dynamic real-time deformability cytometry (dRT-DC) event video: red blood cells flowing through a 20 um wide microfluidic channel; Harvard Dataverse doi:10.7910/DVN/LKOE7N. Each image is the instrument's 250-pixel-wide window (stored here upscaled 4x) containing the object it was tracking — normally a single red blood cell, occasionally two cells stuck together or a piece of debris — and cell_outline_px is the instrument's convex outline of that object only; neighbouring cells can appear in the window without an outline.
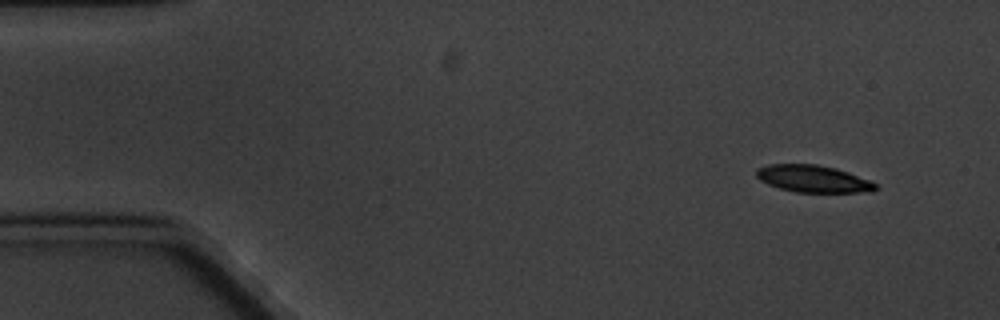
{"species": "common noctule bat (a hibernating species)", "species_latin": "Nyctalus noctula", "temperature_condition": "cold", "stored_images_in_passage": 8, "camera_frame_rate_fps": 3000, "um_per_image_px": 0.085, "animal": {"sex": "male", "body_mass_g": 20.1, "forearm_length_mm": 53.5}, "frame": {"image": 1, "passage_image": 1, "time_ms": 0.0, "image_size_px": [1000, 320], "cell_outline_px": [[880, 188], [872, 192], [796, 192], [780, 188], [768, 184], [760, 180], [756, 176], [756, 168], [768, 164], [816, 164], [836, 168], [872, 180]], "centroid_in_image_um": [69.15, 15.19], "position_along_channel_um": 15.8, "area_um2": 19.02}}
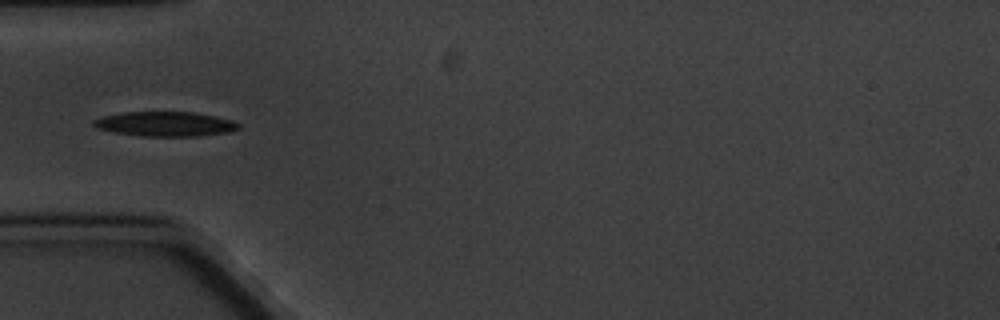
{"frame": {"image": 2, "passage_image": 5, "time_ms": 4.667, "image_size_px": [1000, 320], "cell_outline_px": [[240, 128], [228, 132], [200, 136], [144, 136], [116, 132], [96, 128], [92, 124], [92, 120], [104, 116], [124, 112], [192, 112], [216, 116], [232, 120], [240, 124]], "centroid_in_image_um": [14.06, 10.53], "position_along_channel_um": 70.9, "area_um2": 20.75}}